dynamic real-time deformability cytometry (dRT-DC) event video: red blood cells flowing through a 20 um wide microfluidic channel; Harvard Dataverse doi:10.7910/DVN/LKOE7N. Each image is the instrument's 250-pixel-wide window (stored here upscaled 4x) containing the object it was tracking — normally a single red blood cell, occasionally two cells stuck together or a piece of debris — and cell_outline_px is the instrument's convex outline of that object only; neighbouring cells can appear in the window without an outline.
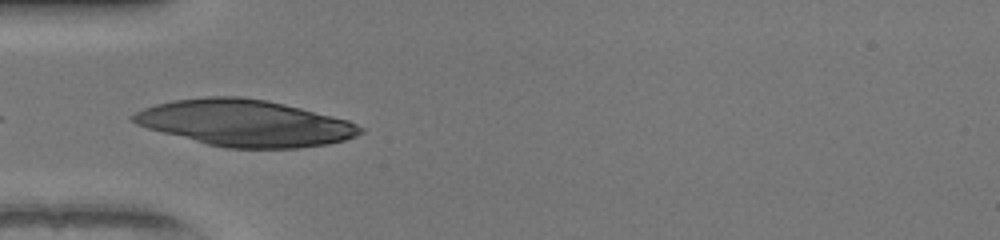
{"species": "human", "species_latin": "Homo sapiens", "temperature_condition": "warm", "stored_images_in_passage": 4, "camera_frame_rate_fps": 3000, "um_per_image_px": 0.085, "donor": {"sex": "female"}, "frame": {"image": 1, "passage_image": 1, "time_ms": 0.0, "image_size_px": [1000, 240], "cell_outline_px": [[364, 132], [356, 136], [344, 140], [328, 144], [300, 148], [228, 148], [208, 144], [148, 128], [136, 124], [128, 116], [144, 108], [156, 104], [172, 100], [204, 96], [240, 96], [264, 100], [284, 104], [348, 120], [364, 128]], "centroid_in_image_um": [20.82, 10.45], "position_along_channel_um": 64.2, "area_um2": 61.15}}